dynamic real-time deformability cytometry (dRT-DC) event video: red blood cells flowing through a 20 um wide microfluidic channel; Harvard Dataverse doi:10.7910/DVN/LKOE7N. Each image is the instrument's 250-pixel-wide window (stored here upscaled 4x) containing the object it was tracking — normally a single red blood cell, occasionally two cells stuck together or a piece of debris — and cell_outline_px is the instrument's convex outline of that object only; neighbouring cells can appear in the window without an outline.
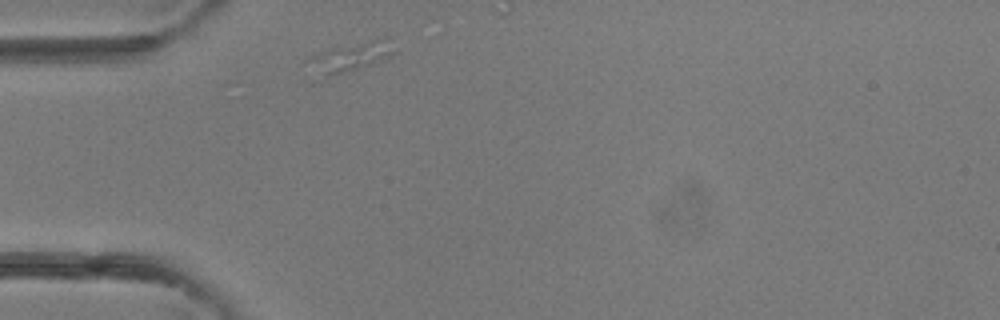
{"species": "common noctule bat (a hibernating species)", "species_latin": "Nyctalus noctula", "temperature_condition": "room temperature", "stored_images_in_passage": 1, "camera_frame_rate_fps": 3000, "um_per_image_px": 0.085, "animal": {"sex": "female"}, "frame": {"image": 1, "passage_image": 1, "time_ms": 0.0, "image_size_px": [1000, 320], "cell_outline_px": [[392, 52], [388, 56], [320, 84], [304, 60], [312, 56], [332, 48], [368, 40], [388, 36]], "centroid_in_image_um": [29.56, 4.95], "position_along_channel_um": 55.4, "area_um2": 15.2}}